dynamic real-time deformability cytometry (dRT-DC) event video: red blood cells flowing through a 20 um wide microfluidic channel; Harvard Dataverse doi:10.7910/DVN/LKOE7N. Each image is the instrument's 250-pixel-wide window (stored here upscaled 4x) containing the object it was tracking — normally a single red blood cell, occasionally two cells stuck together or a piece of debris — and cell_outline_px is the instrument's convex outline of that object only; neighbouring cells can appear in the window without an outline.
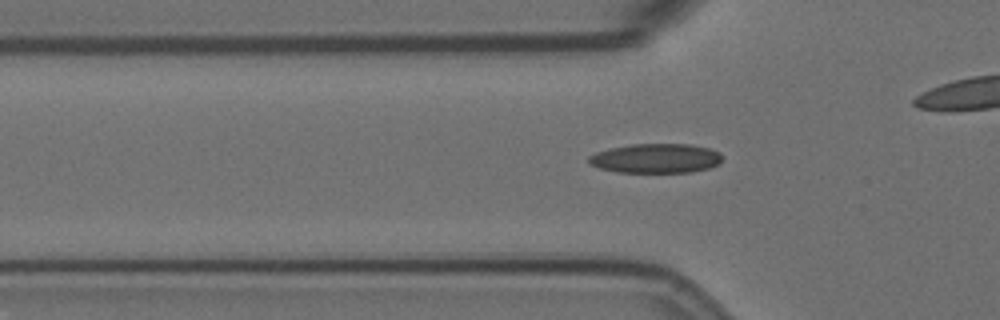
{"species": "Egyptian fruit bat (a non-hibernating species)", "species_latin": "Rousettus aegyptiacus", "temperature_condition": "room temperature", "stored_images_in_passage": 57, "camera_frame_rate_fps": 3000, "um_per_image_px": 0.085, "animal": {"sex": "female"}, "frame": {"image": 1, "passage_image": 18, "time_ms": 5.667, "image_size_px": [1000, 320], "cell_outline_px": [[720, 164], [708, 168], [692, 172], [616, 172], [600, 168], [588, 164], [588, 156], [596, 152], [612, 148], [632, 144], [688, 144], [708, 148], [720, 152]], "centroid_in_image_um": [55.72, 13.46], "position_along_channel_um": 70.1, "area_um2": 22.83}}
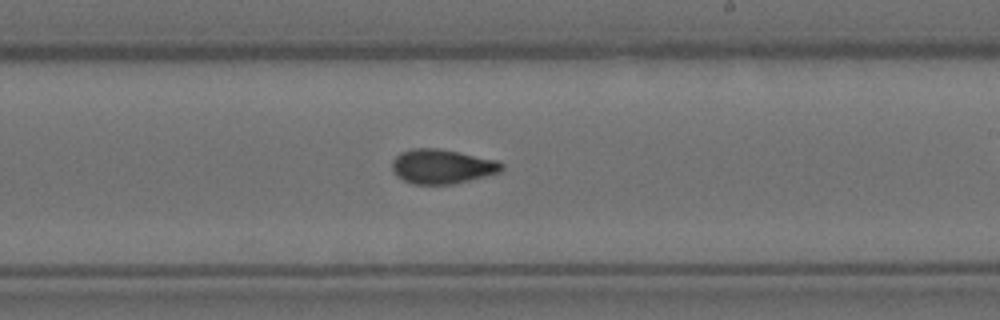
{"frame": {"image": 2, "passage_image": 33, "time_ms": 10.667, "image_size_px": [1000, 320], "cell_outline_px": [[504, 168], [500, 172], [452, 184], [412, 184], [396, 176], [392, 168], [392, 160], [400, 152], [412, 148], [440, 148], [500, 160], [504, 164]], "centroid_in_image_um": [37.58, 14.13], "position_along_channel_um": 251.4, "area_um2": 22.2}}
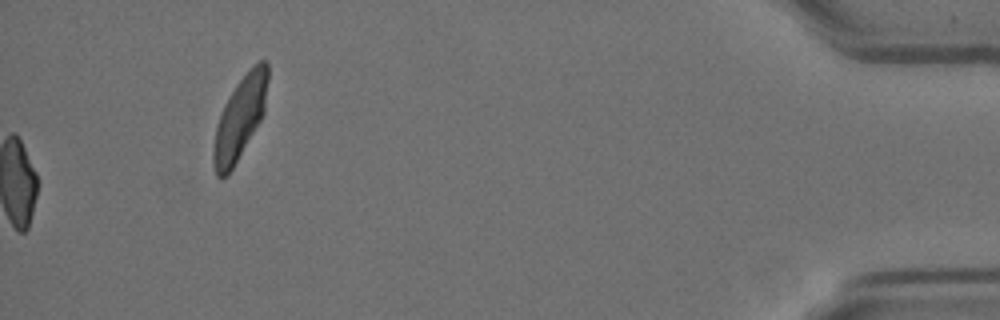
{"frame": {"image": 3, "passage_image": 57, "time_ms": 18.667, "image_size_px": [1000, 320], "cell_outline_px": [[268, 80], [264, 112], [260, 120], [228, 176], [220, 180], [216, 176], [212, 164], [212, 152], [216, 124], [224, 104], [236, 84], [260, 60], [264, 60], [268, 64]], "centroid_in_image_um": [20.35, 10.1], "position_along_channel_um": 414.8, "area_um2": 25.95}, "authors_computed_cell_mechanics": {"area_um2": 21.386, "velocity_mm_per_s": 3.6122, "shape_relaxation_time_tau1_ms": null, "shape_relaxation_time_tau2_ms": 1.8683, "deformation_change_tau1": null, "deformation_change_tau2": 0.0749}}